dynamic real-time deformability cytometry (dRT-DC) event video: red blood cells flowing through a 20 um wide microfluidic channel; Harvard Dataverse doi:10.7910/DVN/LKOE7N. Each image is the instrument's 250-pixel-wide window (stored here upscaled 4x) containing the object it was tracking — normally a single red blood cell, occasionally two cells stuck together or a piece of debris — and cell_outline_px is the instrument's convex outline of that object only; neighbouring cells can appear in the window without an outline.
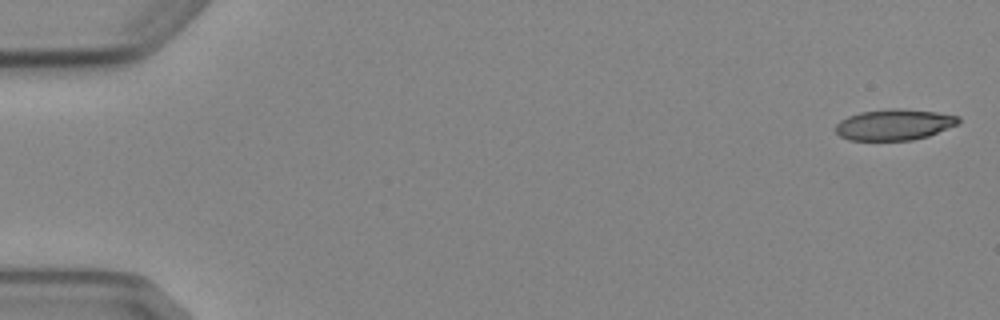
{"species": "Egyptian fruit bat (a non-hibernating species)", "species_latin": "Rousettus aegyptiacus", "temperature_condition": "cold", "stored_images_in_passage": 5, "camera_frame_rate_fps": 3000, "um_per_image_px": 0.085, "animal": {"sex": "female"}, "frame": {"image": 1, "passage_image": 1, "time_ms": 0.0, "image_size_px": [1000, 320], "cell_outline_px": [[960, 124], [928, 136], [912, 140], [848, 140], [840, 136], [836, 132], [836, 124], [840, 120], [848, 116], [860, 112], [888, 108], [900, 108], [936, 112], [960, 116]], "centroid_in_image_um": [76.03, 10.59], "position_along_channel_um": 9.0, "area_um2": 22.37}}
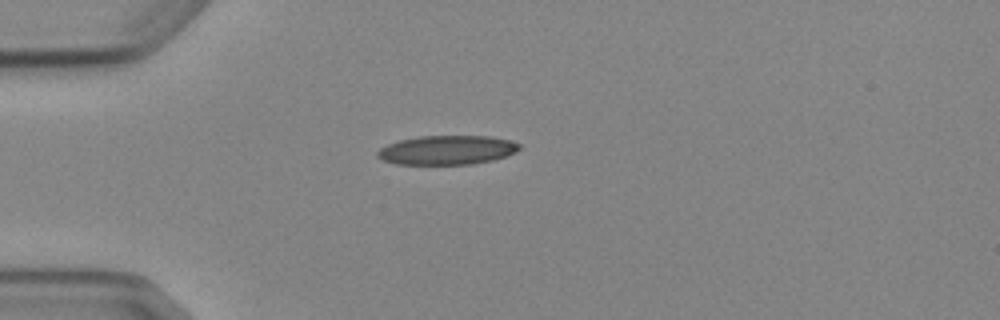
{"frame": {"image": 2, "passage_image": 5, "time_ms": 4.333, "image_size_px": [1000, 320], "cell_outline_px": [[520, 148], [516, 152], [492, 160], [472, 164], [396, 164], [384, 160], [376, 156], [376, 152], [380, 148], [388, 144], [400, 140], [420, 136], [488, 136], [508, 140], [520, 144]], "centroid_in_image_um": [37.97, 12.75], "position_along_channel_um": 47.0, "area_um2": 23.93}}